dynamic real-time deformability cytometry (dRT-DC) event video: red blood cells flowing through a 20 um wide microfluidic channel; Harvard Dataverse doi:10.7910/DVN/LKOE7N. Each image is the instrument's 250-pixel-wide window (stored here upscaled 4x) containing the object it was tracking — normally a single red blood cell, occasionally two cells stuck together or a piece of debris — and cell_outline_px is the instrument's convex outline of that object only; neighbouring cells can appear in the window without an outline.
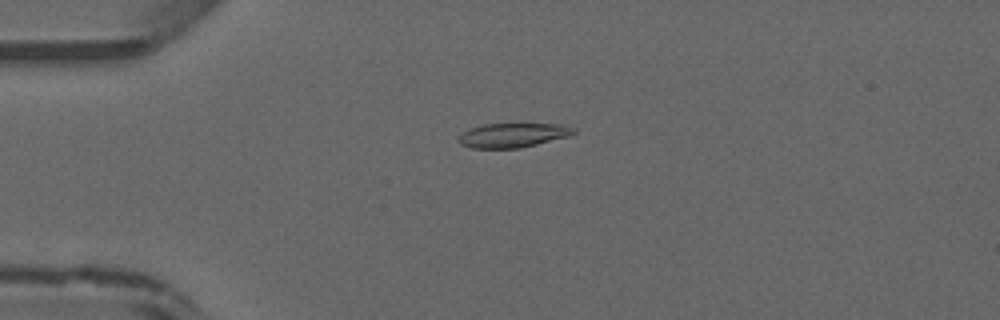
{"species": "common noctule bat (a hibernating species)", "species_latin": "Nyctalus noctula", "temperature_condition": "warm", "stored_images_in_passage": 43, "camera_frame_rate_fps": 3000, "um_per_image_px": 0.085, "animal": {"sex": "male", "forearm_length_mm": 52.5}, "frame": {"image": 1, "passage_image": 8, "time_ms": 2.333, "image_size_px": [1000, 320], "cell_outline_px": [[576, 132], [568, 136], [520, 148], [472, 148], [460, 144], [460, 136], [464, 132], [472, 128], [484, 124], [568, 124], [576, 128]], "centroid_in_image_um": [43.66, 11.48], "position_along_channel_um": 41.3, "area_um2": 16.13}}
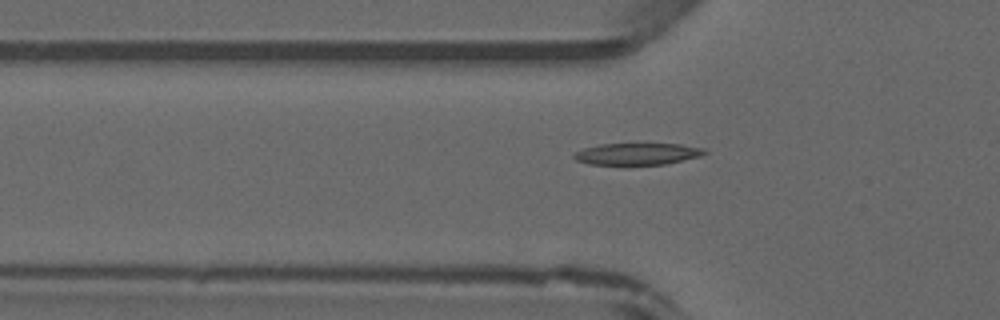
{"frame": {"image": 2, "passage_image": 12, "time_ms": 3.667, "image_size_px": [1000, 320], "cell_outline_px": [[708, 152], [700, 156], [664, 164], [588, 164], [576, 160], [572, 156], [576, 152], [584, 148], [600, 144], [680, 144], [704, 148]], "centroid_in_image_um": [54.17, 13.07], "position_along_channel_um": 71.6, "area_um2": 16.3}}
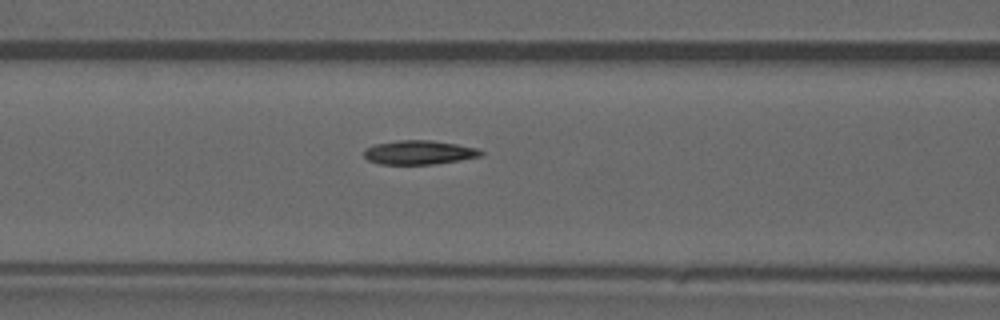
{"frame": {"image": 3, "passage_image": 16, "time_ms": 5.0, "image_size_px": [1000, 320], "cell_outline_px": [[484, 152], [480, 156], [460, 160], [436, 164], [380, 164], [368, 160], [364, 156], [364, 148], [376, 144], [396, 140], [432, 140], [456, 144], [476, 148]], "centroid_in_image_um": [35.59, 12.95], "position_along_channel_um": 131.0, "area_um2": 16.36}}